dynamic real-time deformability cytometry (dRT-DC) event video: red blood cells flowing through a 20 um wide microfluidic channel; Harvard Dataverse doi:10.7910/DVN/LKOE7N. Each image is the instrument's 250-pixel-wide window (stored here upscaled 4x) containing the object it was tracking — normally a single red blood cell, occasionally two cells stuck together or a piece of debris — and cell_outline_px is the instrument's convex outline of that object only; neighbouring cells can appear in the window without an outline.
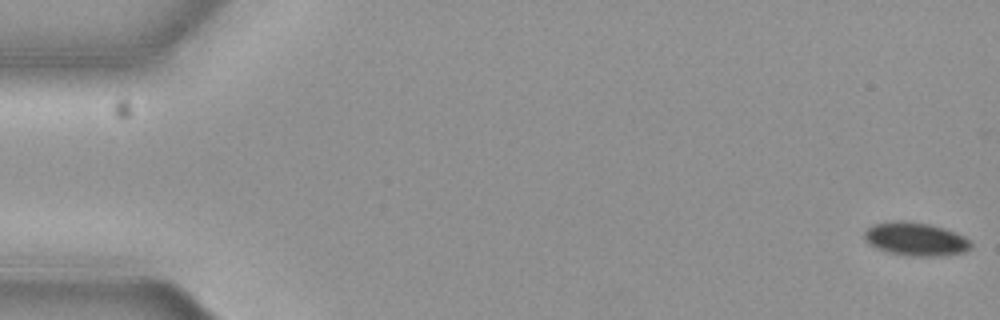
{"species": "common noctule bat (a hibernating species)", "species_latin": "Nyctalus noctula", "temperature_condition": "cold", "stored_images_in_passage": 57, "camera_frame_rate_fps": 3000, "um_per_image_px": 0.085, "animal": {"sex": "female", "body_mass_g": 19.3, "forearm_length_mm": 54.1}, "frame": {"image": 1, "passage_image": 1, "time_ms": 0.0, "image_size_px": [1000, 320], "cell_outline_px": [[972, 248], [964, 252], [944, 256], [912, 256], [888, 252], [876, 248], [868, 244], [864, 240], [864, 232], [872, 224], [896, 220], [908, 220], [928, 224], [944, 228], [956, 232], [964, 236], [972, 244]], "centroid_in_image_um": [77.82, 20.32], "position_along_channel_um": 7.2, "area_um2": 20.98}}
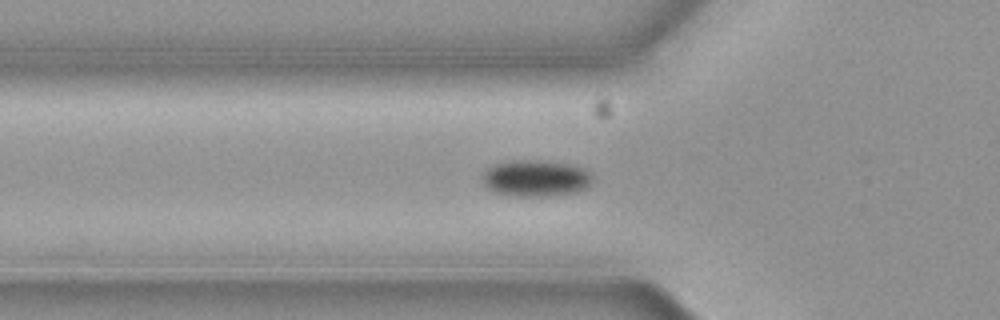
{"frame": {"image": 2, "passage_image": 20, "time_ms": 6.333, "image_size_px": [1000, 320], "cell_outline_px": [[592, 180], [588, 188], [576, 192], [548, 196], [512, 196], [496, 192], [480, 184], [480, 176], [488, 168], [496, 164], [512, 160], [536, 160], [568, 164], [584, 168], [592, 176]], "centroid_in_image_um": [45.5, 15.16], "position_along_channel_um": 80.3, "area_um2": 23.58}}
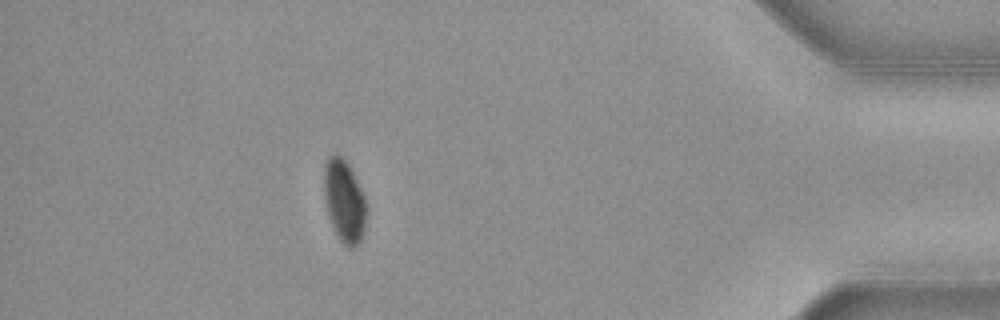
{"frame": {"image": 3, "passage_image": 51, "time_ms": 16.667, "image_size_px": [1000, 320], "cell_outline_px": [[368, 208], [364, 232], [360, 244], [356, 248], [348, 248], [340, 240], [328, 216], [324, 192], [324, 164], [328, 156], [340, 156], [348, 164], [364, 196]], "centroid_in_image_um": [29.29, 17.15], "position_along_channel_um": 405.9, "area_um2": 20.4}, "authors_computed_cell_mechanics": {"area_um2": 22.0796, "velocity_mm_per_s": 3.6628, "shape_relaxation_time_tau1_ms": 3.8286, "shape_relaxation_time_tau2_ms": null, "deformation_change_tau1": 0.0679, "deformation_change_tau2": null}}